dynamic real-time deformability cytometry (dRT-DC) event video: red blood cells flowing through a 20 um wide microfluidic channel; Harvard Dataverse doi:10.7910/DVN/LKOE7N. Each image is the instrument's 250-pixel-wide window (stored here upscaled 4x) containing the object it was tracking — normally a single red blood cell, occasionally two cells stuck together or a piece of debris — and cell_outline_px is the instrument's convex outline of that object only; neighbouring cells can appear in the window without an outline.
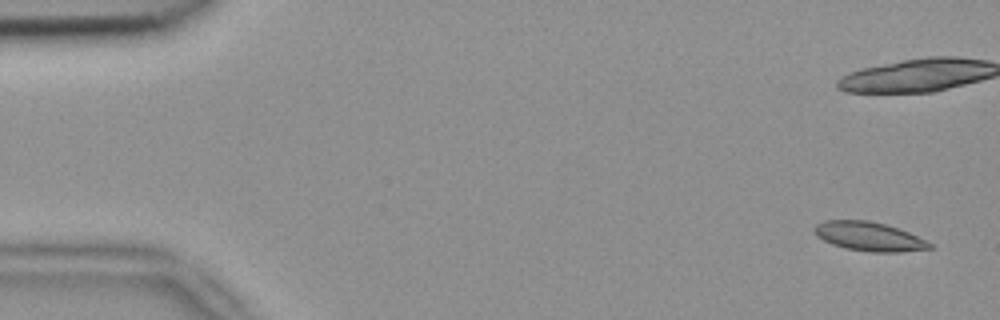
{"species": "common noctule bat (a hibernating species)", "species_latin": "Nyctalus noctula", "temperature_condition": "room temperature", "stored_images_in_passage": 4, "camera_frame_rate_fps": 3000, "um_per_image_px": 0.085, "animal": {"sex": "female", "body_mass_g": 18.4}, "frame": {"image": 1, "passage_image": 1, "time_ms": 0.0, "image_size_px": [1000, 320], "cell_outline_px": [[932, 248], [900, 252], [872, 252], [844, 248], [832, 244], [816, 236], [812, 228], [816, 224], [824, 220], [868, 220], [888, 224], [908, 232], [932, 244]], "centroid_in_image_um": [73.82, 20.09], "position_along_channel_um": 11.2, "area_um2": 19.54}}